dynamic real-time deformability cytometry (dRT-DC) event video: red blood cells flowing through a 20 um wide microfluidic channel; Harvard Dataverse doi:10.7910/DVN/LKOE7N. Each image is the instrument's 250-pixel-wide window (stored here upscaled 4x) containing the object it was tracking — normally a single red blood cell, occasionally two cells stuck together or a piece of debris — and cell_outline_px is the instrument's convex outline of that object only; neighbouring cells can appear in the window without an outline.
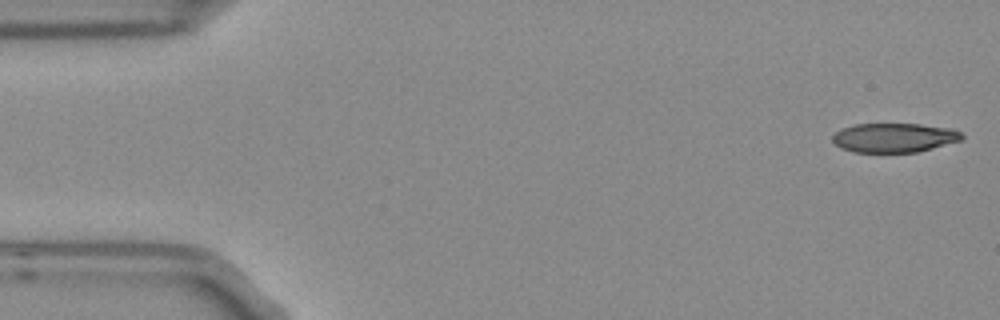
{"species": "Egyptian fruit bat (a non-hibernating species)", "species_latin": "Rousettus aegyptiacus", "temperature_condition": "room temperature", "stored_images_in_passage": 4, "camera_frame_rate_fps": 3000, "um_per_image_px": 0.085, "frame": {"image": 1, "passage_image": 1, "time_ms": 0.0, "image_size_px": [1000, 320], "cell_outline_px": [[964, 140], [916, 152], [852, 152], [840, 148], [832, 140], [832, 136], [840, 128], [852, 124], [920, 124], [952, 128], [960, 132], [964, 136]], "centroid_in_image_um": [76.0, 11.7], "position_along_channel_um": 9.0, "area_um2": 22.25}}